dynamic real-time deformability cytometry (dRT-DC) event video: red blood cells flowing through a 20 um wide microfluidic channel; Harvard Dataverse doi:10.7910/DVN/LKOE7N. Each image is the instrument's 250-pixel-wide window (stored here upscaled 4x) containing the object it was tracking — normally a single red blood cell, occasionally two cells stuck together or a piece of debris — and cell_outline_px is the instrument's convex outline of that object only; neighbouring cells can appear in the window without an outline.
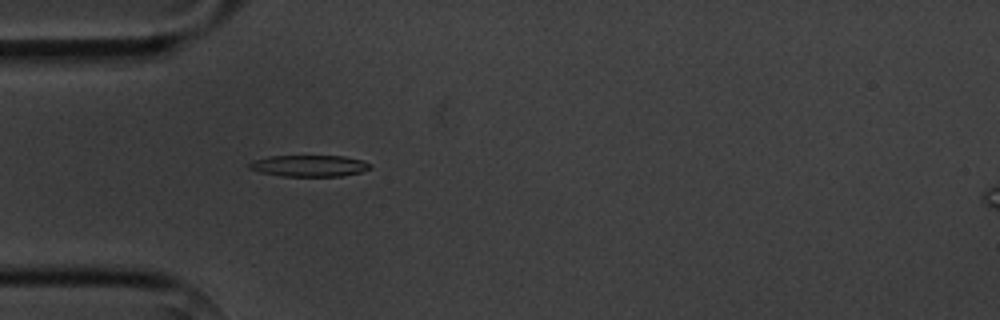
{"species": "common noctule bat (a hibernating species)", "species_latin": "Nyctalus noctula", "temperature_condition": "cold", "stored_images_in_passage": 2, "camera_frame_rate_fps": 3000, "um_per_image_px": 0.085, "animal": {"sex": "male", "body_mass_g": 20.1, "forearm_length_mm": 53.5}, "frame": {"image": 1, "passage_image": 2, "time_ms": 2.0, "image_size_px": [1000, 320], "cell_outline_px": [[372, 168], [360, 172], [340, 176], [280, 176], [260, 172], [248, 168], [248, 164], [252, 160], [268, 156], [344, 156], [364, 160], [372, 164]], "centroid_in_image_um": [26.29, 14.09], "position_along_channel_um": 58.7, "area_um2": 15.26}}